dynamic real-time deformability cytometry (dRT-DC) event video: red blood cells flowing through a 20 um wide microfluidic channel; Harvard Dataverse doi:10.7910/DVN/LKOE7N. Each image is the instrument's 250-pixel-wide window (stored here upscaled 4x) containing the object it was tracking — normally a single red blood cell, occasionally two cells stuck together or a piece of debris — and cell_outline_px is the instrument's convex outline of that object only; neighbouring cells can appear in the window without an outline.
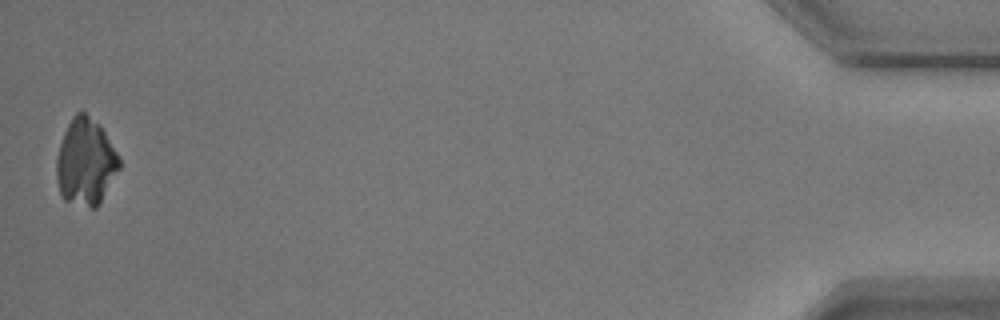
{"species": "common noctule bat (a hibernating species)", "species_latin": "Nyctalus noctula", "temperature_condition": "warm", "stored_images_in_passage": 37, "camera_frame_rate_fps": 3000, "um_per_image_px": 0.085, "animal": {"sex": "male", "body_mass_g": 17.9}, "frame": {"image": 1, "passage_image": 37, "time_ms": 12.0, "image_size_px": [1000, 320], "cell_outline_px": [[120, 168], [96, 208], [92, 208], [64, 200], [60, 192], [56, 176], [56, 160], [60, 144], [64, 132], [72, 116], [76, 112], [84, 112], [100, 124], [120, 156]], "centroid_in_image_um": [7.28, 13.75], "position_along_channel_um": 427.9, "area_um2": 31.67}}